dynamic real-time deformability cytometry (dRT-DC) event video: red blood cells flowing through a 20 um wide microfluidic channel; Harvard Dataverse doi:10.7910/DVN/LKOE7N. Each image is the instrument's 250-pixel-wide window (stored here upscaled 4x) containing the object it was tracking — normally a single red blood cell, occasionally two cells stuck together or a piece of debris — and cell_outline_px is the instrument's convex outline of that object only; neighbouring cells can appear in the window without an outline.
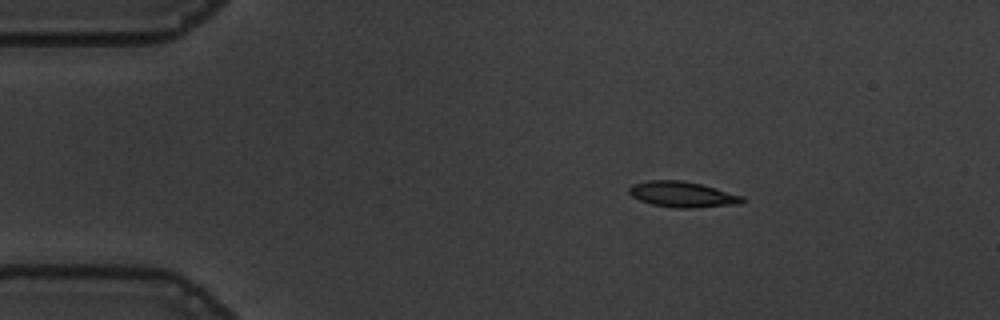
{"species": "common noctule bat (a hibernating species)", "species_latin": "Nyctalus noctula", "temperature_condition": "warm", "stored_images_in_passage": 47, "camera_frame_rate_fps": 3000, "um_per_image_px": 0.085, "animal": {"sex": "male", "body_mass_g": 19.5, "forearm_length_mm": 54.6}, "frame": {"image": 1, "passage_image": 1, "time_ms": 0.0, "image_size_px": [1000, 320], "cell_outline_px": [[744, 200], [740, 204], [692, 208], [676, 208], [652, 204], [640, 200], [632, 196], [628, 192], [628, 188], [632, 184], [648, 180], [680, 180], [700, 184], [744, 196]], "centroid_in_image_um": [57.99, 16.52], "position_along_channel_um": 27.0, "area_um2": 16.88}}
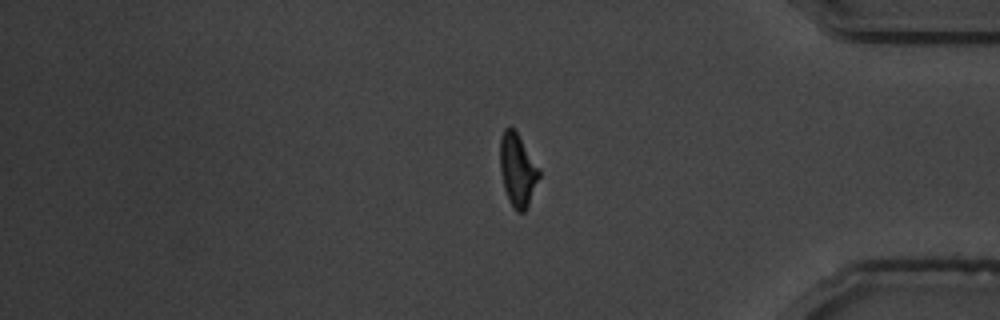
{"frame": {"image": 2, "passage_image": 38, "time_ms": 12.333, "image_size_px": [1000, 320], "cell_outline_px": [[540, 176], [528, 204], [524, 212], [516, 212], [508, 200], [504, 188], [500, 172], [500, 136], [504, 128], [512, 128], [516, 132], [540, 168]], "centroid_in_image_um": [43.98, 14.46], "position_along_channel_um": 391.2, "area_um2": 16.47}}
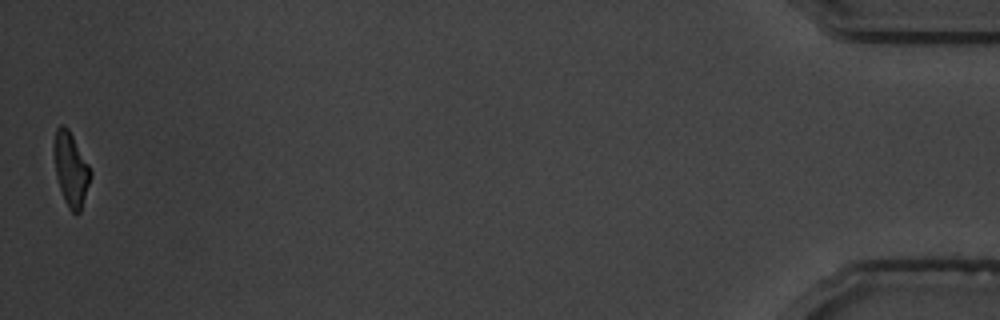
{"frame": {"image": 3, "passage_image": 47, "time_ms": 15.333, "image_size_px": [1000, 320], "cell_outline_px": [[92, 176], [80, 212], [72, 212], [68, 208], [64, 200], [56, 176], [52, 152], [52, 144], [56, 128], [60, 124], [64, 124], [68, 128], [88, 164], [92, 172]], "centroid_in_image_um": [5.99, 14.34], "position_along_channel_um": 429.2, "area_um2": 15.9}, "authors_computed_cell_mechanics": {"area_um2": 16.8776, "velocity_mm_per_s": 3.6382, "shape_relaxation_time_tau1_ms": 3.681, "shape_relaxation_time_tau2_ms": 2.5557, "deformation_change_tau1": 0.16, "deformation_change_tau2": 0.1003}}